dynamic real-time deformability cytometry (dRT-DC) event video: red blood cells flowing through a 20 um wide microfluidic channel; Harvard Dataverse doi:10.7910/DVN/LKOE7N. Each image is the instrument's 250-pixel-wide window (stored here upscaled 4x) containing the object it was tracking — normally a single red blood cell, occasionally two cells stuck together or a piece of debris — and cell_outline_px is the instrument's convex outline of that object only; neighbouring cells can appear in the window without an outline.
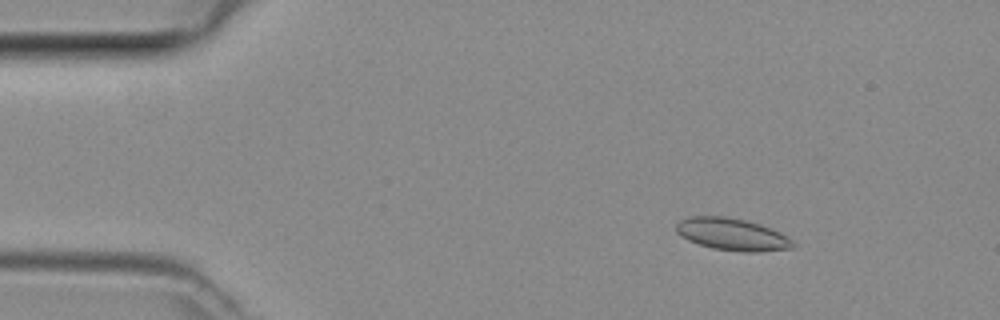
{"species": "common noctule bat (a hibernating species)", "species_latin": "Nyctalus noctula", "temperature_condition": "room temperature", "stored_images_in_passage": 48, "segment_of_instrument_passage": [1, 2], "camera_frame_rate_fps": 3000, "um_per_image_px": 0.085, "animal": {"sex": "female", "body_mass_g": 29.2, "forearm_length_mm": 56.3}, "frame": {"image": 1, "passage_image": 7, "time_ms": 2.0, "image_size_px": [1000, 320], "cell_outline_px": [[796, 244], [792, 248], [760, 252], [744, 252], [712, 248], [688, 240], [680, 236], [676, 232], [676, 224], [680, 220], [688, 216], [724, 216], [744, 220], [760, 224], [780, 232], [788, 236]], "centroid_in_image_um": [62.23, 19.92], "position_along_channel_um": 22.8, "area_um2": 21.96}}
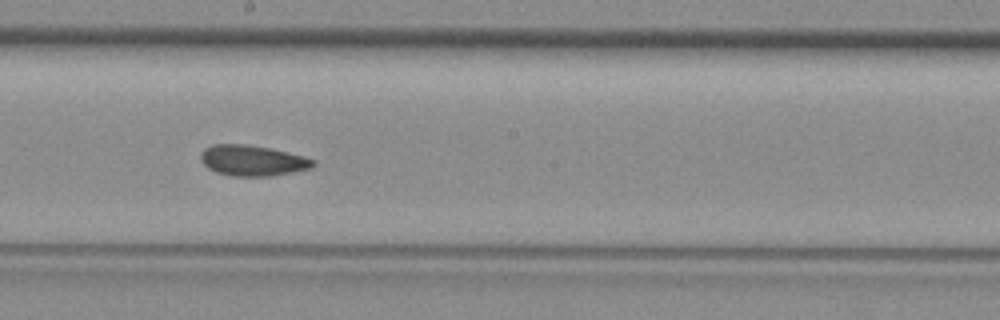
{"frame": {"image": 2, "passage_image": 26, "time_ms": 8.333, "image_size_px": [1000, 320], "cell_outline_px": [[316, 164], [312, 168], [272, 176], [232, 176], [216, 172], [208, 168], [200, 160], [200, 152], [204, 148], [212, 144], [244, 144], [268, 148], [288, 152], [304, 156], [316, 160]], "centroid_in_image_um": [21.46, 13.64], "position_along_channel_um": 226.7, "area_um2": 20.23}}
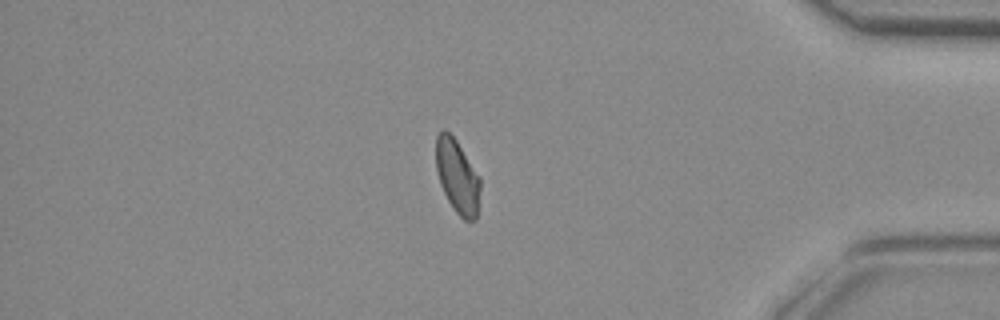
{"frame": {"image": 3, "passage_image": 40, "time_ms": 13.0, "image_size_px": [1000, 320], "cell_outline_px": [[480, 188], [476, 220], [464, 220], [456, 212], [448, 200], [440, 184], [436, 168], [436, 136], [444, 128], [456, 140], [480, 176]], "centroid_in_image_um": [38.87, 14.99], "position_along_channel_um": 396.3, "area_um2": 18.9}}